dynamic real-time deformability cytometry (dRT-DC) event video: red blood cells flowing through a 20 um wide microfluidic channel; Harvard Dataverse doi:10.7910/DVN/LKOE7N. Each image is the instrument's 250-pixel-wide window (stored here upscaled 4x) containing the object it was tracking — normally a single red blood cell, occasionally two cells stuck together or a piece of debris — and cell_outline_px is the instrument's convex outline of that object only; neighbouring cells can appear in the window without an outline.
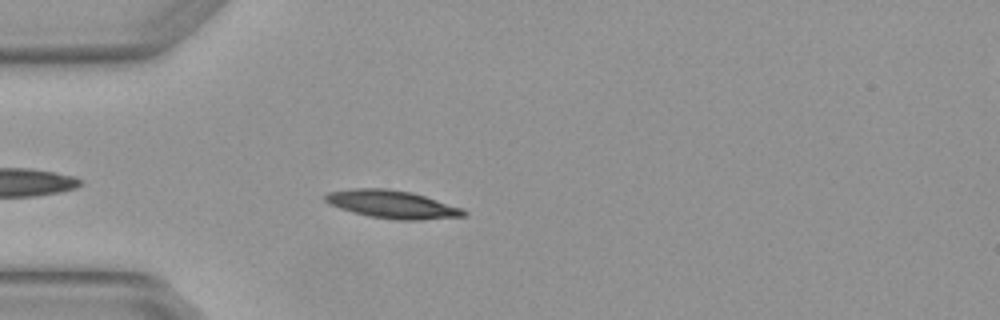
{"species": "Egyptian fruit bat (a non-hibernating species)", "species_latin": "Rousettus aegyptiacus", "temperature_condition": "warm", "stored_images_in_passage": 4, "camera_frame_rate_fps": 3000, "um_per_image_px": 0.085, "animal": {"sex": "female"}, "frame": {"image": 1, "passage_image": 4, "time_ms": 1.0, "image_size_px": [1000, 320], "cell_outline_px": [[468, 212], [464, 216], [420, 220], [400, 220], [368, 216], [352, 212], [328, 204], [324, 200], [324, 196], [328, 192], [352, 188], [388, 188], [412, 192], [464, 208]], "centroid_in_image_um": [33.34, 17.36], "position_along_channel_um": 51.7, "area_um2": 22.72}}